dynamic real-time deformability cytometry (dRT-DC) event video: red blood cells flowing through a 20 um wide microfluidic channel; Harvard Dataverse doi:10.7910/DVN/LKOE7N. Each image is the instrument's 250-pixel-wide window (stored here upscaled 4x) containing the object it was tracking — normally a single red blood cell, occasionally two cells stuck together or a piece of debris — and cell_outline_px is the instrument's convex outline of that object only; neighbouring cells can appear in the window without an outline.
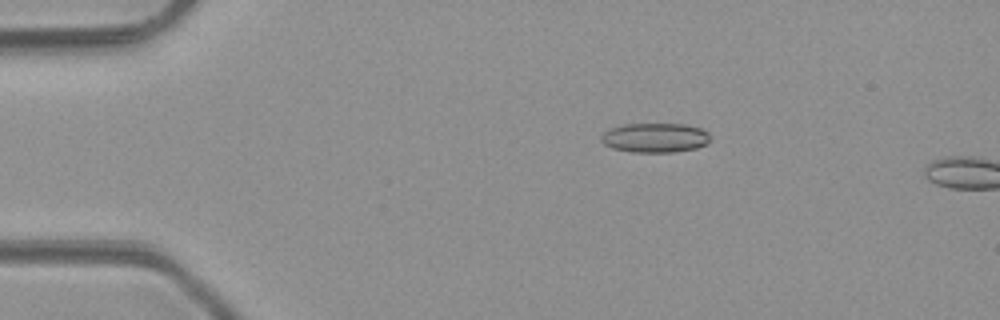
{"species": "common noctule bat (a hibernating species)", "species_latin": "Nyctalus noctula", "temperature_condition": "room temperature", "stored_images_in_passage": 4, "camera_frame_rate_fps": 3000, "um_per_image_px": 0.085, "animal": {"sex": "male", "body_mass_g": 23.1, "forearm_length_mm": 52.7}, "frame": {"image": 1, "passage_image": 3, "time_ms": 2.333, "image_size_px": [1000, 320], "cell_outline_px": [[708, 144], [696, 148], [676, 152], [632, 152], [612, 148], [604, 144], [600, 140], [600, 136], [604, 132], [612, 128], [624, 124], [684, 124], [700, 128], [708, 132]], "centroid_in_image_um": [55.67, 11.71], "position_along_channel_um": 29.3, "area_um2": 18.73}}